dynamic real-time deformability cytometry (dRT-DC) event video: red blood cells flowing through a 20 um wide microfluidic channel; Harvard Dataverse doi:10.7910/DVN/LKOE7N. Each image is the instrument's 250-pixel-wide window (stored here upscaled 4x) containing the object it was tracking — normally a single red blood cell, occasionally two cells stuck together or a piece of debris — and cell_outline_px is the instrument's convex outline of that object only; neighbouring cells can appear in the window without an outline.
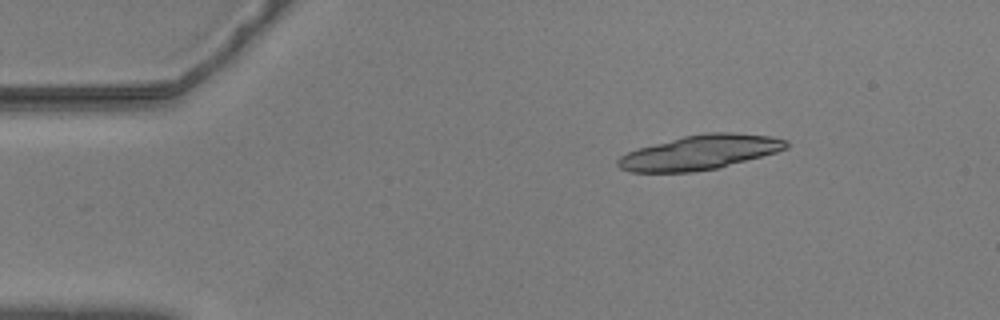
{"species": "common noctule bat (a hibernating species)", "species_latin": "Nyctalus noctula", "temperature_condition": "warm", "stored_images_in_passage": 15, "camera_frame_rate_fps": 3000, "um_per_image_px": 0.085, "animal": {"sex": "male", "body_mass_g": 20.5, "forearm_length_mm": 52.5}, "frame": {"image": 1, "passage_image": 1, "time_ms": 0.0, "image_size_px": [1000, 320], "cell_outline_px": [[788, 148], [776, 152], [720, 168], [692, 172], [632, 172], [620, 168], [616, 164], [616, 160], [620, 156], [628, 152], [640, 148], [684, 136], [704, 132], [736, 132], [772, 136], [788, 140]], "centroid_in_image_um": [59.54, 12.95], "position_along_channel_um": 25.5, "area_um2": 33.93}}